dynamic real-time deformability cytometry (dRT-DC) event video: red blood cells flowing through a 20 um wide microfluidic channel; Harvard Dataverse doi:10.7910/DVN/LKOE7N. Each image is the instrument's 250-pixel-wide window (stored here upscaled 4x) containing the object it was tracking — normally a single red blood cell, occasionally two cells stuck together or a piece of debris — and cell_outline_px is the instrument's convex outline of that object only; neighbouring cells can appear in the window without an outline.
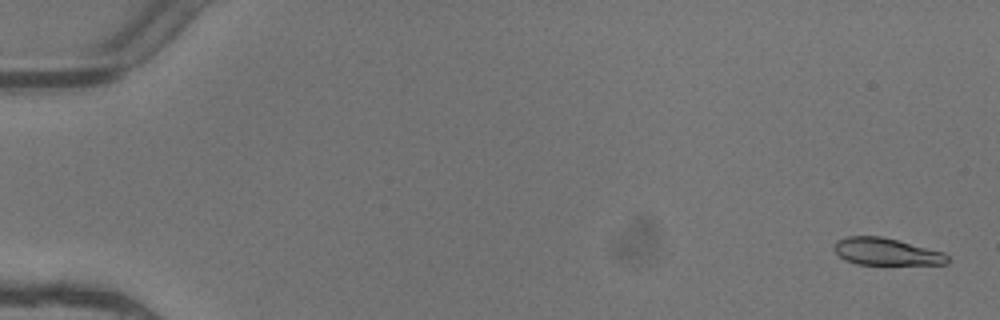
{"species": "common noctule bat (a hibernating species)", "species_latin": "Nyctalus noctula", "temperature_condition": "warm", "stored_images_in_passage": 5, "camera_frame_rate_fps": 3000, "um_per_image_px": 0.085, "animal": {"sex": "female"}, "frame": {"image": 1, "passage_image": 1, "time_ms": 0.0, "image_size_px": [1000, 320], "cell_outline_px": [[948, 264], [856, 264], [844, 260], [832, 248], [836, 240], [848, 236], [880, 236], [944, 252], [948, 256]], "centroid_in_image_um": [75.29, 21.39], "position_along_channel_um": 9.7, "area_um2": 17.8}}
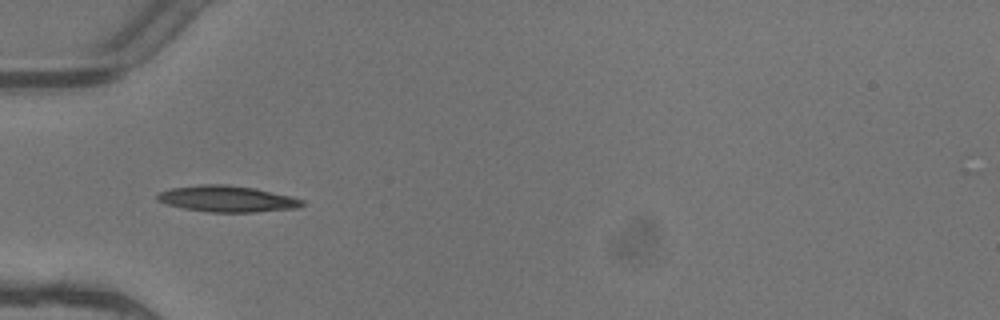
{"frame": {"image": 2, "passage_image": 4, "time_ms": 1.0, "image_size_px": [1000, 320], "cell_outline_px": [[304, 204], [296, 208], [252, 212], [208, 212], [184, 208], [168, 204], [156, 200], [156, 196], [160, 192], [168, 188], [200, 184], [224, 184], [256, 188], [304, 200]], "centroid_in_image_um": [19.26, 16.89], "position_along_channel_um": 65.7, "area_um2": 22.02}}
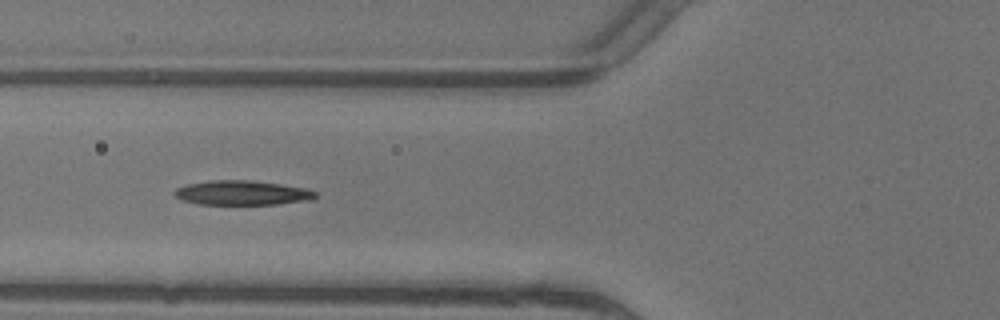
{"frame": {"image": 3, "passage_image": 5, "time_ms": 1.333, "image_size_px": [1000, 320], "cell_outline_px": [[316, 196], [312, 200], [276, 204], [196, 204], [184, 200], [176, 196], [176, 188], [188, 184], [212, 180], [252, 180], [308, 188], [316, 192]], "centroid_in_image_um": [20.64, 16.39], "position_along_channel_um": 105.2, "area_um2": 20.0}}